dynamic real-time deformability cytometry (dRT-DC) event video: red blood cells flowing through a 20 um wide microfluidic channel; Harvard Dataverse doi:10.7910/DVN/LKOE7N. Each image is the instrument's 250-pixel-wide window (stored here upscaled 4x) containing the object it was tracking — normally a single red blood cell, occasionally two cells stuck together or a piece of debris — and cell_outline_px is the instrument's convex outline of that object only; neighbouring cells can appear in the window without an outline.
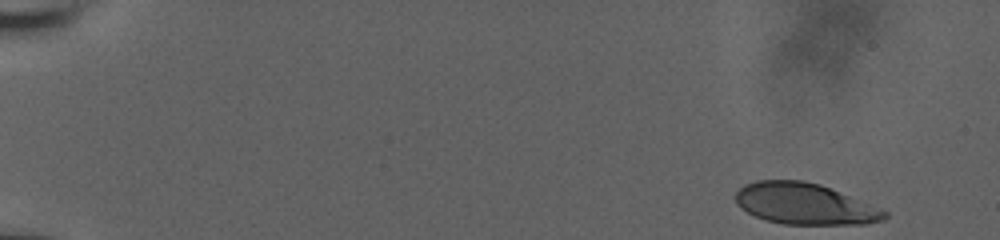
{"species": "human", "species_latin": "Homo sapiens", "temperature_condition": "room temperature", "stored_images_in_passage": 49, "camera_frame_rate_fps": 3000, "um_per_image_px": 0.085, "donor": {"sex": "male"}, "frame": {"image": 1, "passage_image": 1, "time_ms": 0.0, "image_size_px": [1000, 240], "cell_outline_px": [[888, 216], [884, 220], [864, 224], [784, 224], [764, 220], [740, 208], [736, 204], [736, 192], [744, 184], [756, 180], [804, 180], [820, 184], [880, 208], [888, 212]], "centroid_in_image_um": [68.38, 17.32], "position_along_channel_um": 16.6, "area_um2": 35.78}}
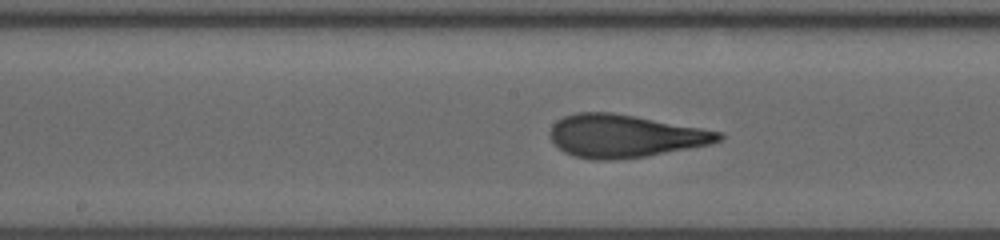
{"frame": {"image": 2, "passage_image": 28, "time_ms": 9.0, "image_size_px": [1000, 240], "cell_outline_px": [[724, 136], [720, 140], [712, 144], [648, 156], [616, 160], [592, 160], [576, 156], [564, 152], [552, 140], [548, 132], [552, 124], [556, 120], [564, 116], [576, 112], [612, 112], [700, 128], [720, 132]], "centroid_in_image_um": [53.07, 11.56], "position_along_channel_um": 195.1, "area_um2": 42.02}}
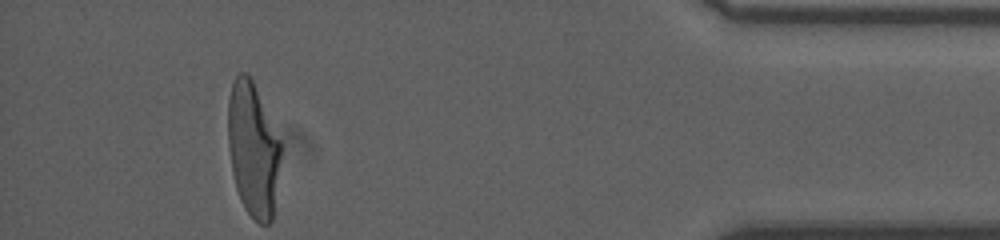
{"frame": {"image": 3, "passage_image": 49, "time_ms": 16.0, "image_size_px": [1000, 240], "cell_outline_px": [[280, 156], [272, 220], [268, 224], [260, 224], [244, 208], [240, 200], [236, 188], [232, 172], [228, 148], [228, 100], [232, 84], [236, 76], [240, 72], [244, 72], [252, 80], [280, 140]], "centroid_in_image_um": [21.48, 12.71], "position_along_channel_um": 413.7, "area_um2": 40.69}, "authors_computed_cell_mechanics": {"area_um2": 40.6334, "velocity_mm_per_s": 3.824, "shape_relaxation_time_tau1_ms": 7.264, "shape_relaxation_time_tau2_ms": 0.8089, "deformation_change_tau1": 0.2887, "deformation_change_tau2": 0.0715}}